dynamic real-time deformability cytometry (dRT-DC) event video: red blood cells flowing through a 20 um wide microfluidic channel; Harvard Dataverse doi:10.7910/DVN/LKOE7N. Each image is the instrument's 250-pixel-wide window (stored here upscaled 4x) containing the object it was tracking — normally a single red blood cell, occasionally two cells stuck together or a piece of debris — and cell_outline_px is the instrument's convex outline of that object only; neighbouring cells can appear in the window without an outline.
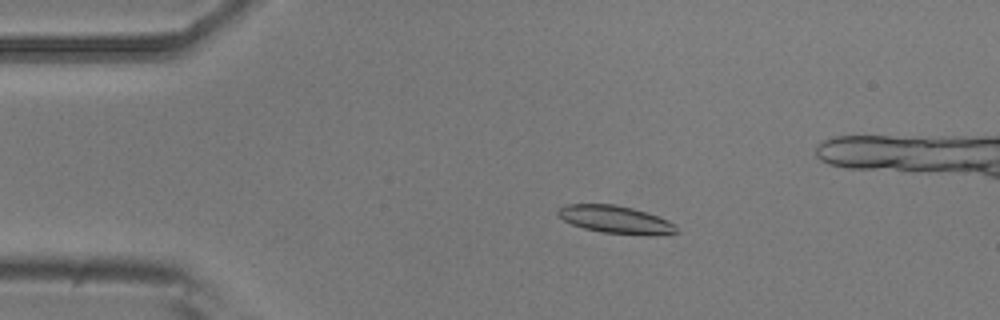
{"species": "common noctule bat (a hibernating species)", "species_latin": "Nyctalus noctula", "temperature_condition": "room temperature", "stored_images_in_passage": 5, "camera_frame_rate_fps": 3000, "um_per_image_px": 0.085, "animal": {"sex": "male", "body_mass_g": 20.5, "forearm_length_mm": 52.5}, "frame": {"image": 1, "passage_image": 3, "time_ms": 2.333, "image_size_px": [1000, 320], "cell_outline_px": [[680, 232], [656, 236], [644, 236], [604, 232], [584, 228], [572, 224], [564, 220], [556, 212], [564, 204], [616, 204], [632, 208], [668, 220], [676, 224]], "centroid_in_image_um": [52.39, 18.68], "position_along_channel_um": 32.6, "area_um2": 19.25}}